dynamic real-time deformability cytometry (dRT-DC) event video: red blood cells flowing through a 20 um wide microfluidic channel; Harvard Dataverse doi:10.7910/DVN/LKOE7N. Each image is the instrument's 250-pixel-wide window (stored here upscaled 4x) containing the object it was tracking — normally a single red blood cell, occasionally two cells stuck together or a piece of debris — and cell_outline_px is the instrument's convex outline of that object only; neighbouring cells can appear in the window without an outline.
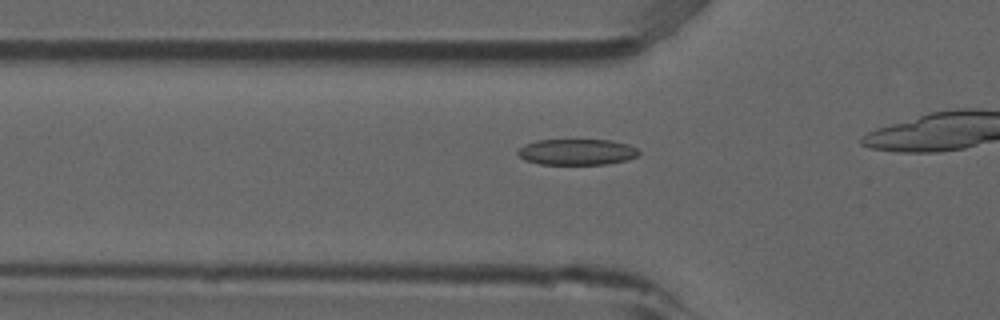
{"species": "common noctule bat (a hibernating species)", "species_latin": "Nyctalus noctula", "temperature_condition": "room temperature", "stored_images_in_passage": 12, "camera_frame_rate_fps": 3000, "um_per_image_px": 0.085, "animal": {"sex": "male", "forearm_length_mm": 52.5}, "frame": {"image": 1, "passage_image": 3, "time_ms": 0.667, "image_size_px": [1000, 320], "cell_outline_px": [[640, 152], [636, 156], [628, 160], [604, 164], [540, 164], [524, 160], [516, 152], [524, 144], [536, 140], [612, 140], [628, 144], [636, 148]], "centroid_in_image_um": [49.02, 12.91], "position_along_channel_um": 76.8, "area_um2": 18.32}}
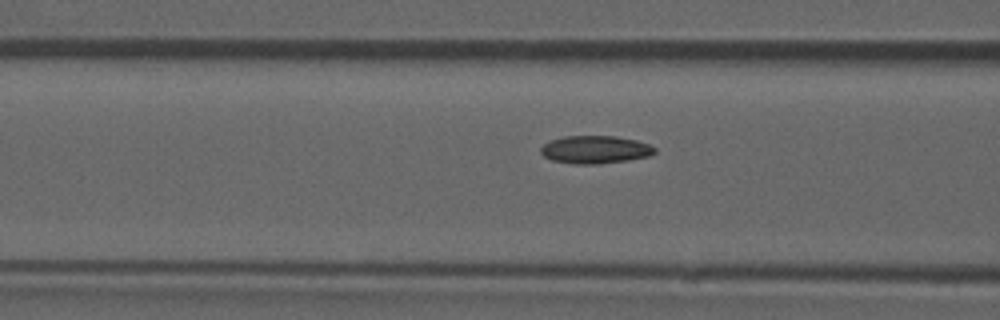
{"frame": {"image": 2, "passage_image": 6, "time_ms": 1.667, "image_size_px": [1000, 320], "cell_outline_px": [[656, 152], [648, 156], [628, 160], [596, 164], [576, 164], [552, 160], [544, 156], [540, 152], [540, 148], [548, 140], [564, 136], [616, 136], [636, 140], [648, 144], [656, 148]], "centroid_in_image_um": [50.57, 12.71], "position_along_channel_um": 116.0, "area_um2": 18.5}}